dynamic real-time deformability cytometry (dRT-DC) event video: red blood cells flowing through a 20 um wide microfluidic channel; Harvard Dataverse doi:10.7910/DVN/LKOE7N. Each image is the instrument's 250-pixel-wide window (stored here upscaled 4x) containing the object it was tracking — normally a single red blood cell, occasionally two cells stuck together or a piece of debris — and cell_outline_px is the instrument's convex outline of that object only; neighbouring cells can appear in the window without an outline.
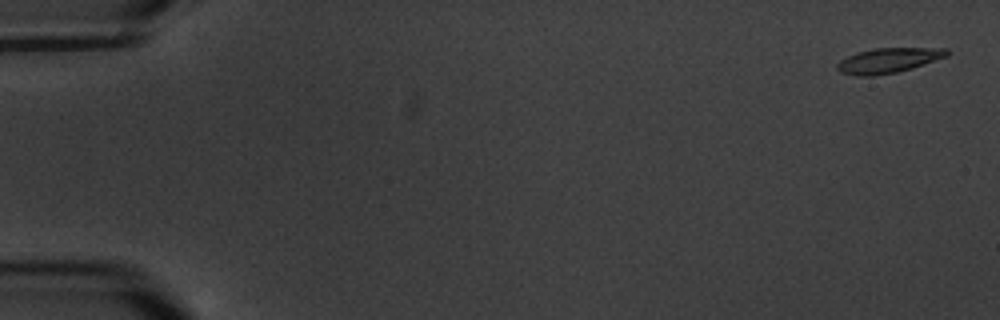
{"species": "common noctule bat (a hibernating species)", "species_latin": "Nyctalus noctula", "temperature_condition": "warm", "stored_images_in_passage": 7, "camera_frame_rate_fps": 3000, "um_per_image_px": 0.085, "animal": {"sex": "male", "body_mass_g": 20.1, "forearm_length_mm": 53.5}, "frame": {"image": 1, "passage_image": 1, "time_ms": 0.0, "image_size_px": [1000, 320], "cell_outline_px": [[948, 56], [912, 68], [896, 72], [872, 76], [856, 76], [840, 72], [836, 68], [836, 64], [840, 60], [856, 52], [876, 48], [948, 48]], "centroid_in_image_um": [75.49, 5.14], "position_along_channel_um": 9.5, "area_um2": 15.95}}
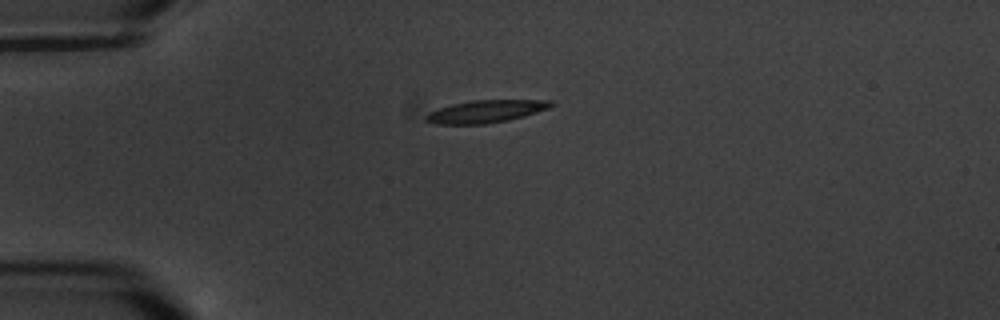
{"frame": {"image": 2, "passage_image": 5, "time_ms": 4.667, "image_size_px": [1000, 320], "cell_outline_px": [[556, 104], [548, 108], [524, 116], [508, 120], [484, 124], [436, 124], [424, 120], [424, 116], [428, 112], [452, 104], [472, 100], [552, 100]], "centroid_in_image_um": [41.28, 9.47], "position_along_channel_um": 43.7, "area_um2": 16.42}}